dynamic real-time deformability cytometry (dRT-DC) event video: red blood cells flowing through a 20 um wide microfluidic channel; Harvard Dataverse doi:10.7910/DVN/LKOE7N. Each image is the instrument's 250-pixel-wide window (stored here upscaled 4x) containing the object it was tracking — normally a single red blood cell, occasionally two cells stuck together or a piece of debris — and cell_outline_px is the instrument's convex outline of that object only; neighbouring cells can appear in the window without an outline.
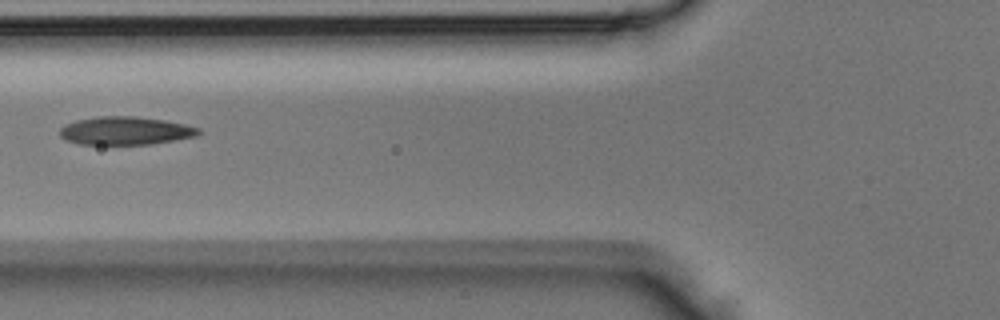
{"species": "Egyptian fruit bat (a non-hibernating species)", "species_latin": "Rousettus aegyptiacus", "temperature_condition": "room temperature", "stored_images_in_passage": 4, "camera_frame_rate_fps": 3000, "um_per_image_px": 0.085, "animal": {"sex": "male"}, "frame": {"image": 1, "passage_image": 4, "time_ms": 1.0, "image_size_px": [1000, 320], "cell_outline_px": [[200, 132], [196, 136], [148, 144], [80, 144], [68, 140], [60, 136], [60, 128], [64, 124], [76, 120], [96, 116], [136, 116], [164, 120], [184, 124], [200, 128]], "centroid_in_image_um": [10.63, 11.1], "position_along_channel_um": 115.2, "area_um2": 22.6}}